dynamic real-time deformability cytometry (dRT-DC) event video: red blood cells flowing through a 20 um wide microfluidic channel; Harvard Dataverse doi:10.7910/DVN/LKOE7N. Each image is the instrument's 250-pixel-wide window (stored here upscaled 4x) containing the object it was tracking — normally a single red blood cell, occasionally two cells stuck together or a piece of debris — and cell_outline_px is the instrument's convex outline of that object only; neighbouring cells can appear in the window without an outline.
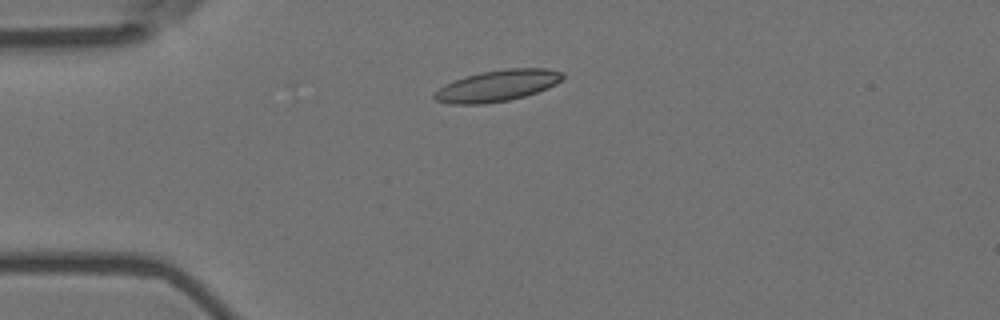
{"species": "Egyptian fruit bat (a non-hibernating species)", "species_latin": "Rousettus aegyptiacus", "temperature_condition": "room temperature", "stored_images_in_passage": 42, "camera_frame_rate_fps": 3000, "um_per_image_px": 0.085, "animal": {"sex": "female"}, "frame": {"image": 1, "passage_image": 1, "time_ms": 0.0, "image_size_px": [1000, 320], "cell_outline_px": [[564, 76], [556, 84], [548, 88], [524, 96], [508, 100], [484, 104], [448, 104], [436, 100], [432, 96], [440, 88], [456, 80], [480, 72], [504, 68], [548, 68], [560, 72]], "centroid_in_image_um": [42.29, 7.28], "position_along_channel_um": 42.7, "area_um2": 23.12}}
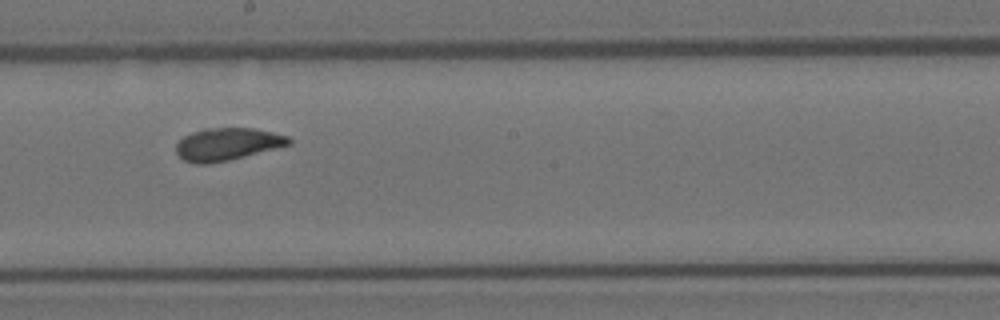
{"frame": {"image": 2, "passage_image": 18, "time_ms": 5.667, "image_size_px": [1000, 320], "cell_outline_px": [[292, 144], [228, 160], [208, 164], [192, 164], [184, 160], [176, 152], [176, 144], [184, 136], [192, 132], [204, 128], [252, 128], [272, 132], [288, 136], [292, 140]], "centroid_in_image_um": [19.3, 12.25], "position_along_channel_um": 228.9, "area_um2": 21.27}}
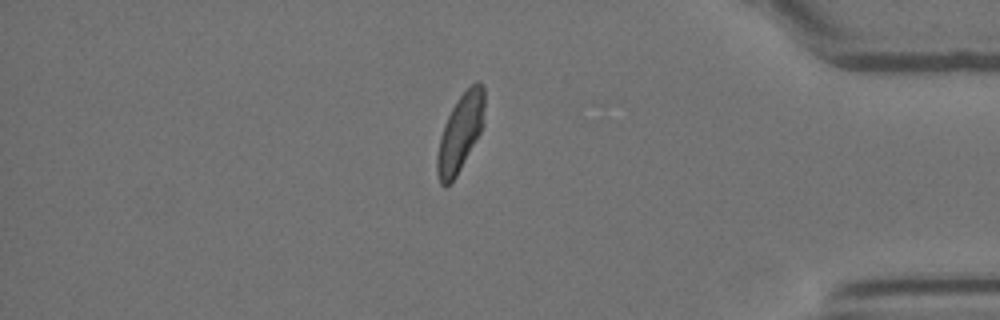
{"frame": {"image": 3, "passage_image": 34, "time_ms": 11.0, "image_size_px": [1000, 320], "cell_outline_px": [[484, 124], [476, 140], [456, 176], [444, 188], [440, 184], [436, 172], [436, 156], [440, 136], [444, 124], [456, 100], [476, 80], [480, 80], [484, 84]], "centroid_in_image_um": [39.12, 11.26], "position_along_channel_um": 396.1, "area_um2": 21.39}, "authors_computed_cell_mechanics": {"area_um2": 21.5883, "velocity_mm_per_s": 3.7165, "shape_relaxation_time_tau1_ms": 4.9999, "shape_relaxation_time_tau2_ms": 1.3525, "deformation_change_tau1": 0.1397, "deformation_change_tau2": 0.0692}}